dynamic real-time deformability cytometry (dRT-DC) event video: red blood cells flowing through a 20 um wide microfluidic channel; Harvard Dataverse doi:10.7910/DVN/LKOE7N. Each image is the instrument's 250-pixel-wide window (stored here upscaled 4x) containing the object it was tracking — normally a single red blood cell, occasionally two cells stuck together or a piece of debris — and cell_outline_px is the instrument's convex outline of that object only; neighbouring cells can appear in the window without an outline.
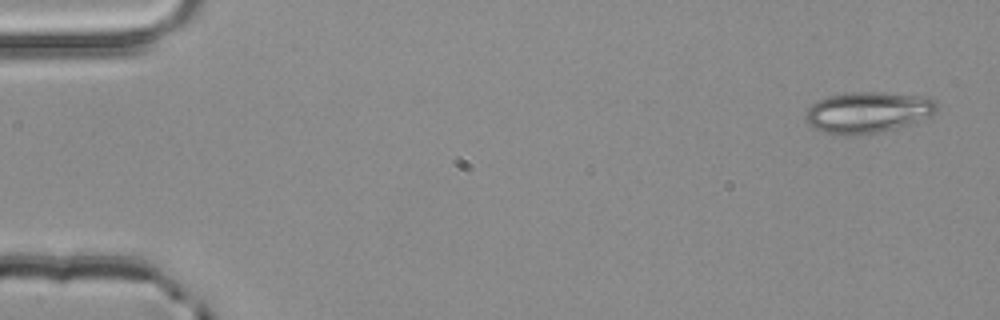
{"species": "common noctule bat (a hibernating species)", "species_latin": "Nyctalus noctula", "temperature_condition": "room temperature", "stored_images_in_passage": 4, "camera_frame_rate_fps": 3000, "um_per_image_px": 0.085, "animal": {"sex": "male", "body_mass_g": 20.4}, "frame": {"image": 1, "passage_image": 1, "time_ms": 0.0, "image_size_px": [1000, 320], "cell_outline_px": [[936, 112], [916, 124], [880, 132], [856, 136], [840, 136], [824, 132], [812, 128], [804, 120], [804, 116], [808, 108], [812, 104], [828, 96], [844, 92], [880, 92], [916, 96], [936, 100]], "centroid_in_image_um": [73.73, 9.58], "position_along_channel_um": 11.3, "area_um2": 31.96}}